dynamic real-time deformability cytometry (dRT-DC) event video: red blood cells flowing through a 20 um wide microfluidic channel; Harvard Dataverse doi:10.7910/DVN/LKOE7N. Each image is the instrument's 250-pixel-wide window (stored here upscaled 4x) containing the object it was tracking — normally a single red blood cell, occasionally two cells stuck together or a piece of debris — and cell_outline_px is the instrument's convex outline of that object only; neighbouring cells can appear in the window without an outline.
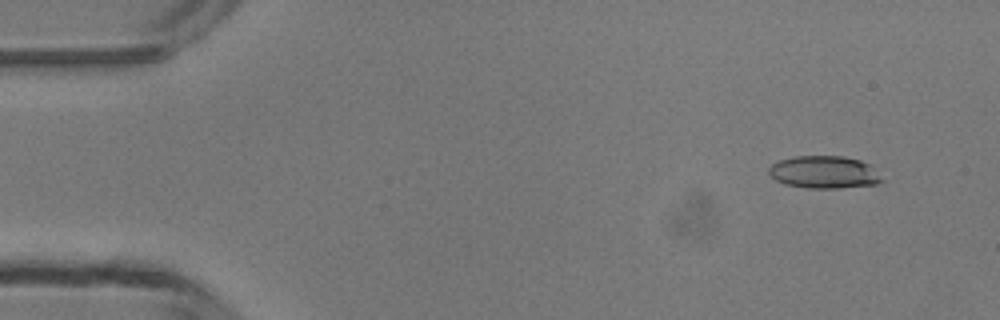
{"species": "common noctule bat (a hibernating species)", "species_latin": "Nyctalus noctula", "temperature_condition": "room temperature", "stored_images_in_passage": 4, "camera_frame_rate_fps": 3000, "um_per_image_px": 0.085, "animal": {"sex": "male", "body_mass_g": 13.3}, "frame": {"image": 1, "passage_image": 1, "time_ms": 0.0, "image_size_px": [1000, 320], "cell_outline_px": [[884, 180], [876, 184], [840, 188], [808, 188], [784, 184], [776, 180], [768, 172], [768, 168], [772, 164], [780, 160], [792, 156], [844, 156], [860, 160], [872, 164]], "centroid_in_image_um": [70.08, 14.63], "position_along_channel_um": 14.9, "area_um2": 21.62}}
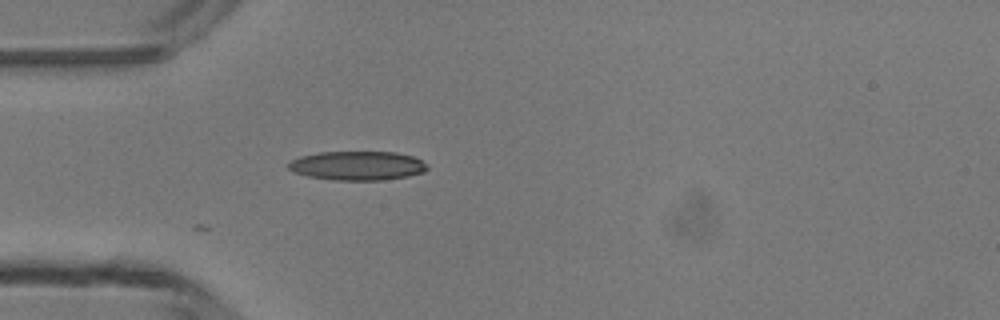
{"frame": {"image": 2, "passage_image": 4, "time_ms": 3.333, "image_size_px": [1000, 320], "cell_outline_px": [[428, 168], [424, 172], [408, 176], [384, 180], [332, 180], [308, 176], [292, 172], [288, 168], [288, 164], [292, 160], [300, 156], [320, 152], [396, 152], [412, 156], [420, 160]], "centroid_in_image_um": [30.35, 14.08], "position_along_channel_um": 54.6, "area_um2": 23.47}}